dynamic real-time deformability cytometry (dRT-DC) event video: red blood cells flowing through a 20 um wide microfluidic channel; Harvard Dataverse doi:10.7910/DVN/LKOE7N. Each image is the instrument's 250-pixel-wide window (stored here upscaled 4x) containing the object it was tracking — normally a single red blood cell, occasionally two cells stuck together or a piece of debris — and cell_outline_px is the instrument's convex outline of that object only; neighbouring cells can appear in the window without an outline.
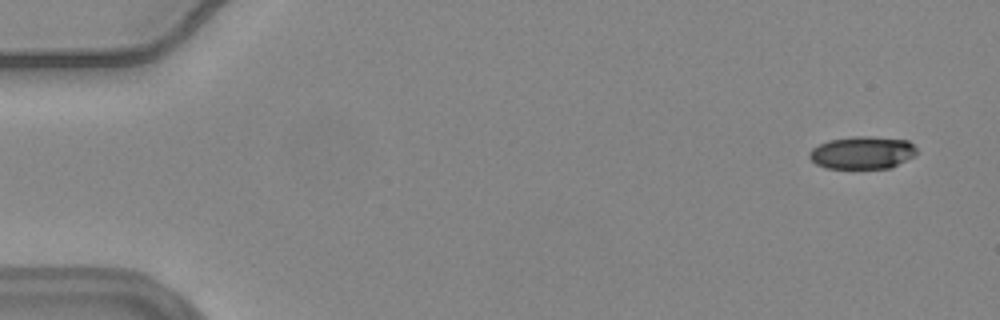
{"species": "common noctule bat (a hibernating species)", "species_latin": "Nyctalus noctula", "temperature_condition": "warm", "stored_images_in_passage": 12, "camera_frame_rate_fps": 3000, "um_per_image_px": 0.085, "animal": {"sex": "female", "body_mass_g": 24.6, "forearm_length_mm": 56.2}, "frame": {"image": 1, "passage_image": 1, "time_ms": 0.0, "image_size_px": [1000, 320], "cell_outline_px": [[916, 152], [912, 156], [892, 168], [828, 168], [816, 164], [808, 156], [808, 152], [812, 148], [828, 140], [852, 136], [868, 136], [908, 140], [916, 148]], "centroid_in_image_um": [73.27, 12.97], "position_along_channel_um": 11.7, "area_um2": 20.35}}